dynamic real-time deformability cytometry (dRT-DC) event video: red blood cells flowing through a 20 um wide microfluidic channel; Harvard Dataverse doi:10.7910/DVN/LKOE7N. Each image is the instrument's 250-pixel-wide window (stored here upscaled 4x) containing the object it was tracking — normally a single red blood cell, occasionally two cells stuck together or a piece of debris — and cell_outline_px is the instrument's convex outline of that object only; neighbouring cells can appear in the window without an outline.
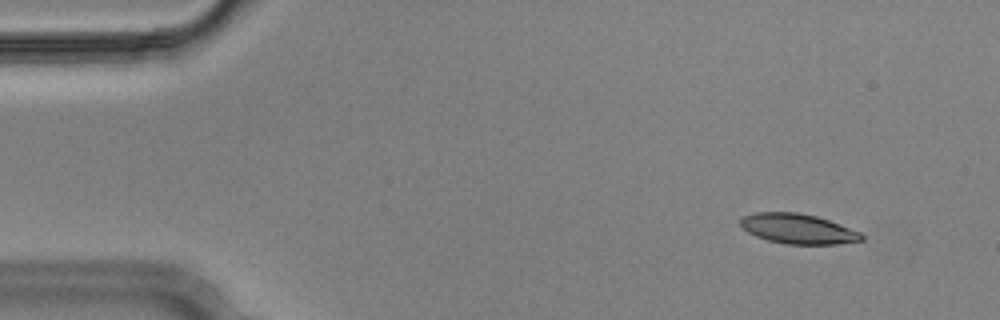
{"species": "Egyptian fruit bat (a non-hibernating species)", "species_latin": "Rousettus aegyptiacus", "temperature_condition": "cold", "stored_images_in_passage": 5, "camera_frame_rate_fps": 3000, "um_per_image_px": 0.085, "animal": {"sex": "male"}, "frame": {"image": 1, "passage_image": 1, "time_ms": 0.0, "image_size_px": [1000, 320], "cell_outline_px": [[864, 240], [836, 244], [784, 244], [768, 240], [756, 236], [748, 232], [740, 224], [740, 220], [744, 216], [756, 212], [796, 212], [816, 216], [840, 224], [860, 232], [864, 236]], "centroid_in_image_um": [67.84, 19.45], "position_along_channel_um": 17.2, "area_um2": 21.04}}